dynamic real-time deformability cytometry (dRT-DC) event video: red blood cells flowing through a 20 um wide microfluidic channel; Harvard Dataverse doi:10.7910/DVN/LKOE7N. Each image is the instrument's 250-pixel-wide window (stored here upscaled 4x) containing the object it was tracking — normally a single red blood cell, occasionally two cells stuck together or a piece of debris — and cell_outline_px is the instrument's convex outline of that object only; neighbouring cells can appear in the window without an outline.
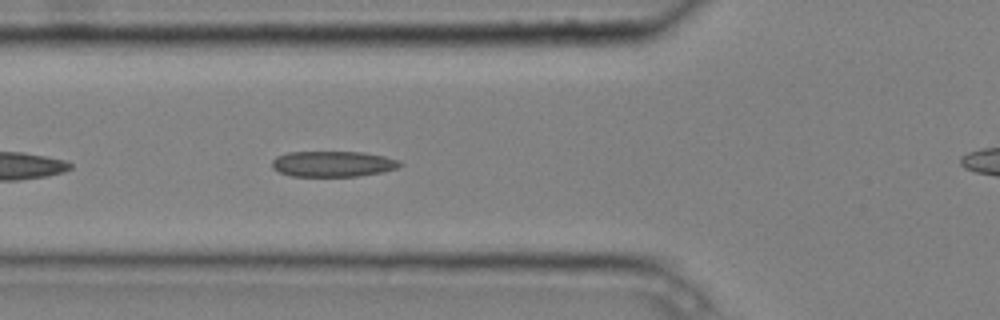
{"species": "common noctule bat (a hibernating species)", "species_latin": "Nyctalus noctula", "temperature_condition": "cold", "stored_images_in_passage": 4, "segment_of_instrument_passage": [1, 2], "camera_frame_rate_fps": 3000, "um_per_image_px": 0.085, "animal": {"sex": "male", "body_mass_g": 20.4}, "frame": {"image": 1, "passage_image": 3, "time_ms": 0.667, "image_size_px": [1000, 320], "cell_outline_px": [[404, 164], [396, 168], [384, 172], [356, 176], [292, 176], [280, 172], [272, 168], [272, 160], [276, 156], [288, 152], [364, 152], [384, 156], [400, 160]], "centroid_in_image_um": [28.31, 13.93], "position_along_channel_um": 97.5, "area_um2": 19.25}}